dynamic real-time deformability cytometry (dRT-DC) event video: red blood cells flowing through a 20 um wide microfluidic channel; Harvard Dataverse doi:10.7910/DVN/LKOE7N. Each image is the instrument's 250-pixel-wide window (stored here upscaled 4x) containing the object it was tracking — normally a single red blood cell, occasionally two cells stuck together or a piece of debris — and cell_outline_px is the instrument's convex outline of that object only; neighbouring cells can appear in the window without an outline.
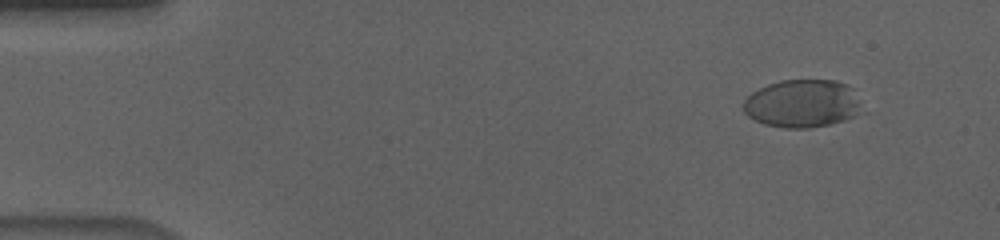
{"species": "human", "species_latin": "Homo sapiens", "temperature_condition": "cold", "stored_images_in_passage": 57, "camera_frame_rate_fps": 3000, "um_per_image_px": 0.085, "donor": {"sex": "male"}, "frame": {"image": 1, "passage_image": 6, "time_ms": 1.667, "image_size_px": [1000, 240], "cell_outline_px": [[864, 112], [856, 116], [844, 120], [828, 124], [808, 128], [784, 128], [764, 124], [748, 116], [744, 112], [744, 100], [752, 92], [768, 84], [780, 80], [836, 80], [848, 84], [852, 88]], "centroid_in_image_um": [68.22, 8.8], "position_along_channel_um": 16.8, "area_um2": 33.23}}
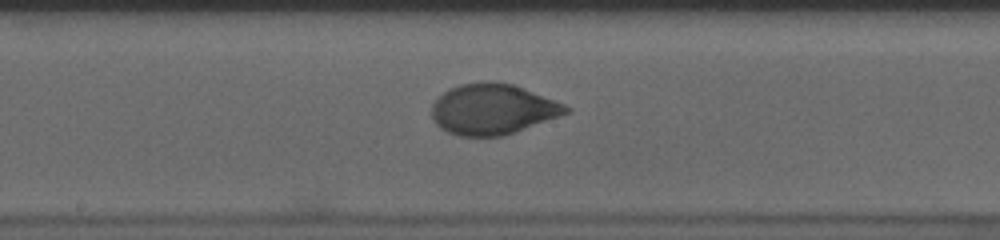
{"frame": {"image": 2, "passage_image": 31, "time_ms": 10.0, "image_size_px": [1000, 240], "cell_outline_px": [[572, 112], [504, 136], [460, 136], [448, 132], [440, 128], [436, 124], [432, 116], [432, 104], [448, 88], [460, 84], [488, 80], [516, 84], [564, 104], [572, 108]], "centroid_in_image_um": [41.91, 9.27], "position_along_channel_um": 206.3, "area_um2": 39.94}}
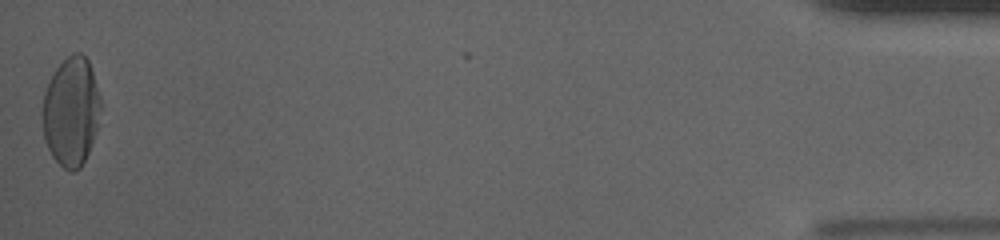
{"frame": {"image": 3, "passage_image": 57, "time_ms": 18.667, "image_size_px": [1000, 240], "cell_outline_px": [[100, 108], [96, 132], [88, 152], [80, 168], [72, 172], [64, 168], [52, 156], [48, 148], [44, 136], [40, 112], [44, 92], [56, 68], [72, 52], [80, 52], [88, 60], [100, 96]], "centroid_in_image_um": [6.02, 9.48], "position_along_channel_um": 429.2, "area_um2": 36.88}, "authors_computed_cell_mechanics": {"area_um2": 37.57, "velocity_mm_per_s": 3.6322, "shape_relaxation_time_tau1_ms": 4.7429, "shape_relaxation_time_tau2_ms": null, "deformation_change_tau1": 0.1906, "deformation_change_tau2": null}}